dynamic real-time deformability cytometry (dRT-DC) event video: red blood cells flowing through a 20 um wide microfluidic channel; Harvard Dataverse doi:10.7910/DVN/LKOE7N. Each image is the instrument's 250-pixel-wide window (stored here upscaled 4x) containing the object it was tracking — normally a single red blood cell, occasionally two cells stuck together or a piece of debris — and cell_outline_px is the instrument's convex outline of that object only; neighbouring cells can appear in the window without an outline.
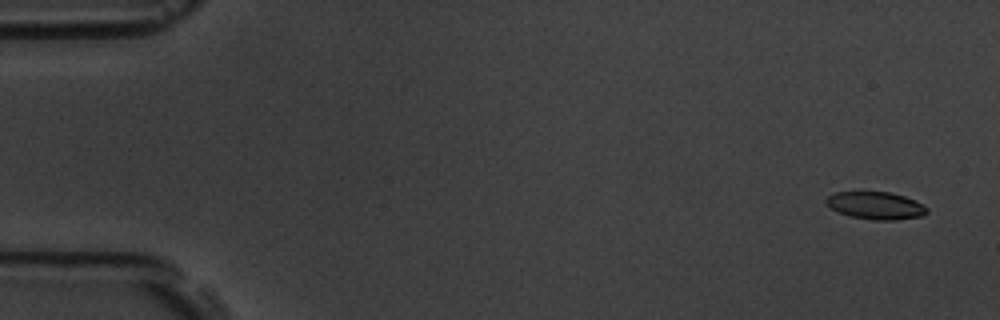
{"species": "common noctule bat (a hibernating species)", "species_latin": "Nyctalus noctula", "temperature_condition": "room temperature", "stored_images_in_passage": 5, "camera_frame_rate_fps": 3000, "um_per_image_px": 0.085, "animal": {"sex": "male", "body_mass_g": 19.5, "forearm_length_mm": 54.6}, "frame": {"image": 1, "passage_image": 1, "time_ms": 0.0, "image_size_px": [1000, 320], "cell_outline_px": [[928, 212], [924, 216], [896, 220], [872, 220], [848, 216], [824, 204], [824, 200], [828, 196], [836, 192], [888, 192], [904, 196], [928, 208]], "centroid_in_image_um": [74.41, 17.48], "position_along_channel_um": 10.6, "area_um2": 16.13}}
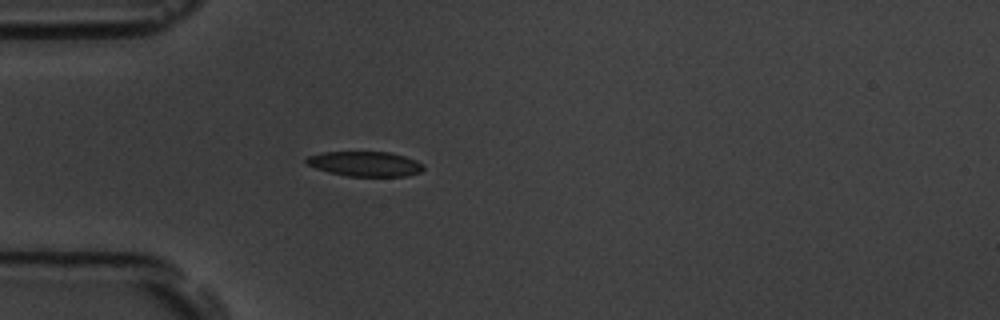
{"frame": {"image": 2, "passage_image": 5, "time_ms": 4.667, "image_size_px": [1000, 320], "cell_outline_px": [[424, 168], [420, 172], [404, 176], [348, 176], [328, 172], [316, 168], [308, 164], [304, 160], [308, 156], [324, 152], [388, 152], [404, 156], [416, 160], [424, 164]], "centroid_in_image_um": [31.04, 13.93], "position_along_channel_um": 54.0, "area_um2": 16.88}}